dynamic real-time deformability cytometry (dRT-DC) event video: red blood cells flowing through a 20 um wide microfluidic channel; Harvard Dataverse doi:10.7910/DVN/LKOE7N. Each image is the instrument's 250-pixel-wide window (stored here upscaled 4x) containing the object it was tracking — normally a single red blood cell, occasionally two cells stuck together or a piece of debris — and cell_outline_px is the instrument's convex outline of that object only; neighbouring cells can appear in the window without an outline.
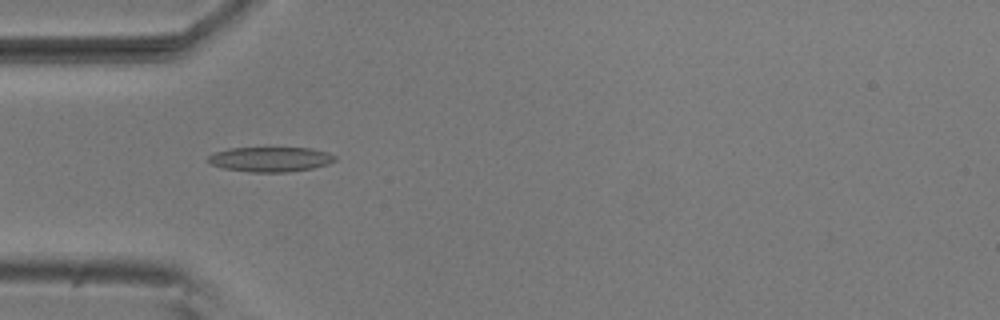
{"species": "common noctule bat (a hibernating species)", "species_latin": "Nyctalus noctula", "temperature_condition": "room temperature", "stored_images_in_passage": 5, "camera_frame_rate_fps": 3000, "um_per_image_px": 0.085, "animal": {"sex": "male", "body_mass_g": 20.5, "forearm_length_mm": 52.5}, "frame": {"image": 1, "passage_image": 4, "time_ms": 1.0, "image_size_px": [1000, 320], "cell_outline_px": [[336, 160], [328, 164], [312, 168], [288, 172], [248, 172], [224, 168], [212, 164], [208, 160], [208, 156], [212, 152], [228, 148], [268, 144], [312, 148], [328, 152], [336, 156]], "centroid_in_image_um": [22.98, 13.47], "position_along_channel_um": 62.0, "area_um2": 19.65}}
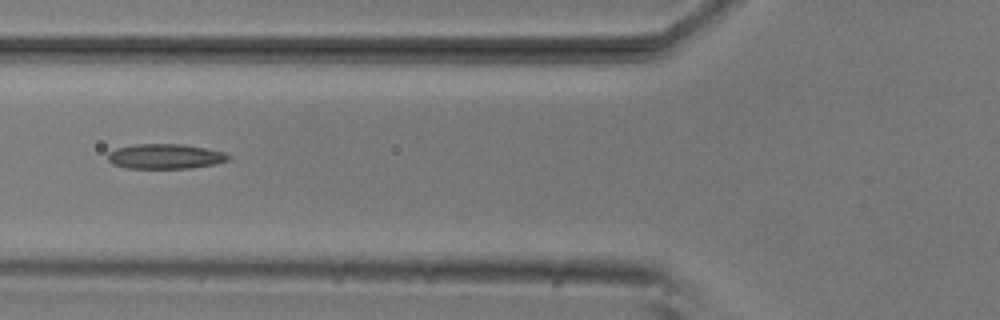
{"frame": {"image": 2, "passage_image": 5, "time_ms": 1.333, "image_size_px": [1000, 320], "cell_outline_px": [[232, 156], [228, 160], [212, 164], [188, 168], [128, 168], [112, 164], [108, 160], [108, 152], [116, 148], [136, 144], [184, 144], [224, 152]], "centroid_in_image_um": [14.02, 13.28], "position_along_channel_um": 111.8, "area_um2": 17.4}}